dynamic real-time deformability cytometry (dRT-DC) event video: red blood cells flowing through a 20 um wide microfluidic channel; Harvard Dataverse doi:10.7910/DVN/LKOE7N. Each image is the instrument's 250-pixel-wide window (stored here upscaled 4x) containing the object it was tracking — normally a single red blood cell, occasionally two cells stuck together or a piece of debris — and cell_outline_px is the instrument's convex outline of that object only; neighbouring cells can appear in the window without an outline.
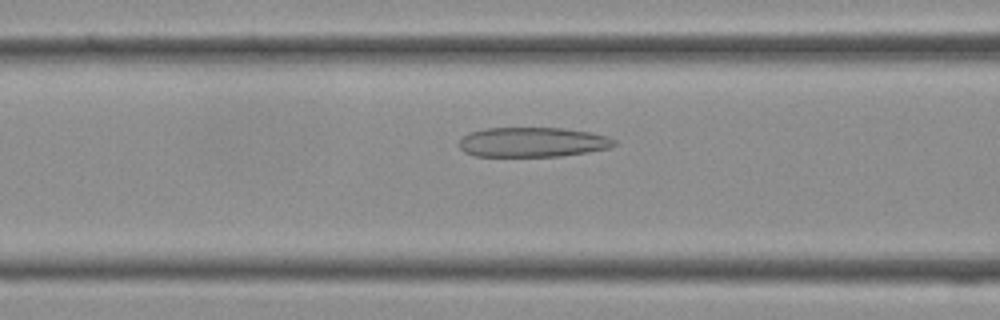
{"species": "Egyptian fruit bat (a non-hibernating species)", "species_latin": "Rousettus aegyptiacus", "temperature_condition": "cold", "stored_images_in_passage": 38, "camera_frame_rate_fps": 3000, "um_per_image_px": 0.085, "frame": {"image": 1, "passage_image": 14, "time_ms": 4.333, "image_size_px": [1000, 320], "cell_outline_px": [[616, 144], [612, 148], [588, 152], [560, 156], [472, 156], [464, 152], [460, 148], [460, 140], [468, 132], [484, 128], [560, 128], [588, 132], [608, 136], [616, 140]], "centroid_in_image_um": [45.27, 12.08], "position_along_channel_um": 121.3, "area_um2": 26.99}}
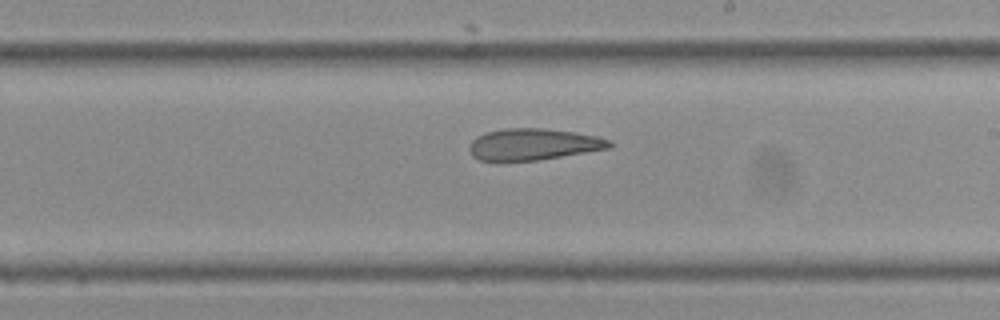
{"frame": {"image": 2, "passage_image": 21, "time_ms": 6.667, "image_size_px": [1000, 320], "cell_outline_px": [[612, 148], [536, 160], [496, 164], [480, 160], [472, 156], [468, 148], [472, 140], [476, 136], [484, 132], [508, 128], [540, 128], [572, 132], [596, 136], [608, 140], [612, 144]], "centroid_in_image_um": [45.22, 12.3], "position_along_channel_um": 243.8, "area_um2": 26.24}}
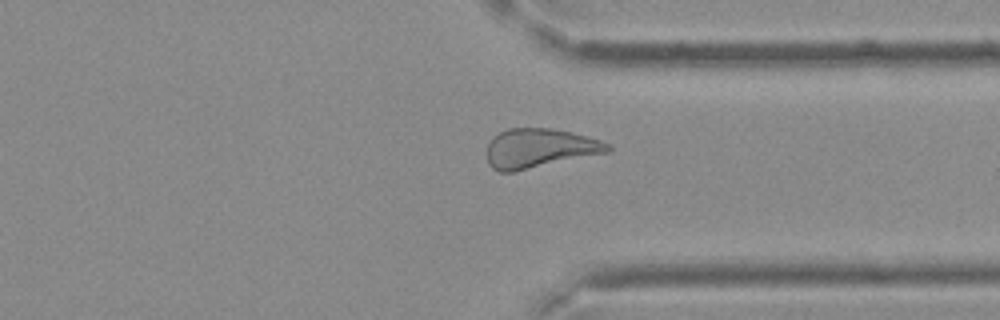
{"frame": {"image": 3, "passage_image": 28, "time_ms": 9.0, "image_size_px": [1000, 320], "cell_outline_px": [[612, 148], [608, 152], [512, 172], [500, 172], [492, 168], [488, 164], [488, 144], [492, 136], [508, 128], [552, 128], [572, 132], [588, 136], [600, 140], [608, 144]], "centroid_in_image_um": [45.84, 12.59], "position_along_channel_um": 365.6, "area_um2": 27.57}}